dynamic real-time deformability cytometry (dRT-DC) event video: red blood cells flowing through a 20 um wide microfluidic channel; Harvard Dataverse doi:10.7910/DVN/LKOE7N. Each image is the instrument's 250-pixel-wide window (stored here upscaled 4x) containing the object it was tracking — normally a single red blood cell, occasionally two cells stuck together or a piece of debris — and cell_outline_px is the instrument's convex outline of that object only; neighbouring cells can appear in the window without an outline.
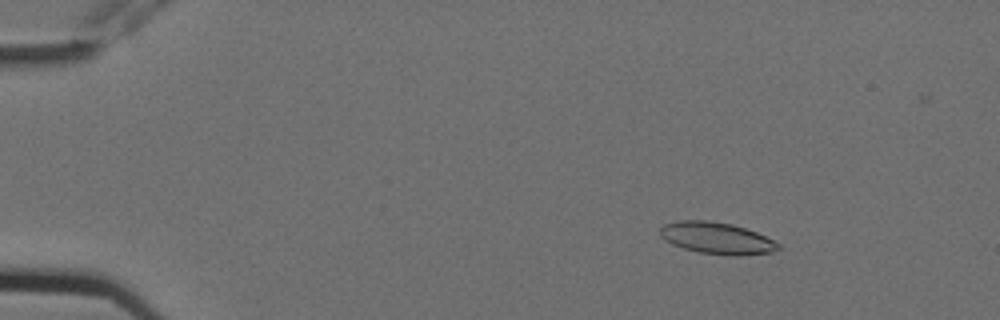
{"species": "Egyptian fruit bat (a non-hibernating species)", "species_latin": "Rousettus aegyptiacus", "temperature_condition": "cold", "stored_images_in_passage": 4, "camera_frame_rate_fps": 3000, "um_per_image_px": 0.085, "animal": {"sex": "female"}, "frame": {"image": 1, "passage_image": 2, "time_ms": 0.333, "image_size_px": [1000, 320], "cell_outline_px": [[780, 248], [772, 252], [740, 256], [732, 256], [700, 252], [684, 248], [672, 244], [660, 236], [660, 228], [664, 224], [680, 220], [708, 220], [732, 224], [756, 232], [780, 244]], "centroid_in_image_um": [60.92, 20.24], "position_along_channel_um": 24.1, "area_um2": 21.73}}
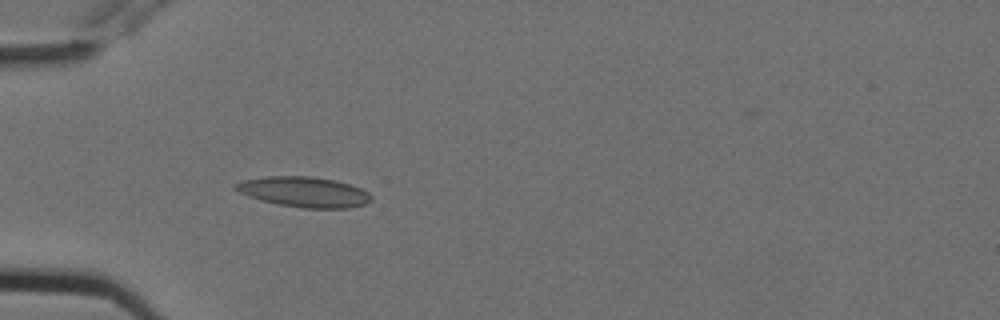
{"frame": {"image": 2, "passage_image": 4, "time_ms": 1.0, "image_size_px": [1000, 320], "cell_outline_px": [[372, 200], [368, 204], [348, 208], [300, 208], [260, 200], [248, 196], [232, 188], [236, 184], [244, 180], [268, 176], [312, 176], [336, 180], [360, 188], [368, 192], [372, 196]], "centroid_in_image_um": [25.88, 16.32], "position_along_channel_um": 59.1, "area_um2": 23.99}}